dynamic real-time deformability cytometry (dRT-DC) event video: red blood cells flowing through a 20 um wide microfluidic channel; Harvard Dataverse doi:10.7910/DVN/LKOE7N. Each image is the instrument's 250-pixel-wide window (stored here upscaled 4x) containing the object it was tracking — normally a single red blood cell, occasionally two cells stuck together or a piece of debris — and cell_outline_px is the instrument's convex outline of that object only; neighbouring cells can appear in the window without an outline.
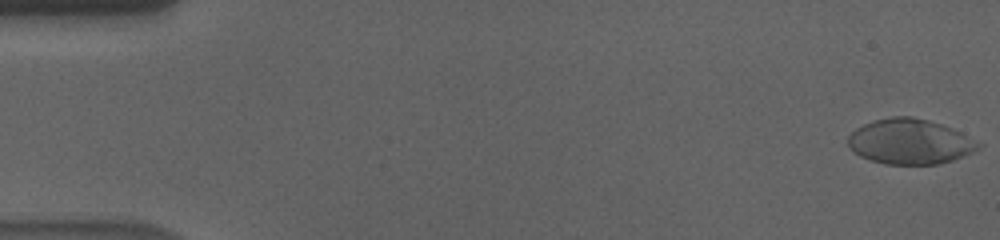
{"species": "human", "species_latin": "Homo sapiens", "temperature_condition": "cold", "stored_images_in_passage": 12, "camera_frame_rate_fps": 3000, "um_per_image_px": 0.085, "donor": {"sex": "male"}, "frame": {"image": 1, "passage_image": 1, "time_ms": 0.0, "image_size_px": [1000, 240], "cell_outline_px": [[984, 144], [980, 148], [964, 156], [940, 164], [884, 164], [860, 156], [848, 148], [848, 136], [856, 128], [864, 124], [876, 120], [892, 116], [912, 116], [928, 120], [952, 128]], "centroid_in_image_um": [77.35, 12.04], "position_along_channel_um": 7.7, "area_um2": 34.33}}